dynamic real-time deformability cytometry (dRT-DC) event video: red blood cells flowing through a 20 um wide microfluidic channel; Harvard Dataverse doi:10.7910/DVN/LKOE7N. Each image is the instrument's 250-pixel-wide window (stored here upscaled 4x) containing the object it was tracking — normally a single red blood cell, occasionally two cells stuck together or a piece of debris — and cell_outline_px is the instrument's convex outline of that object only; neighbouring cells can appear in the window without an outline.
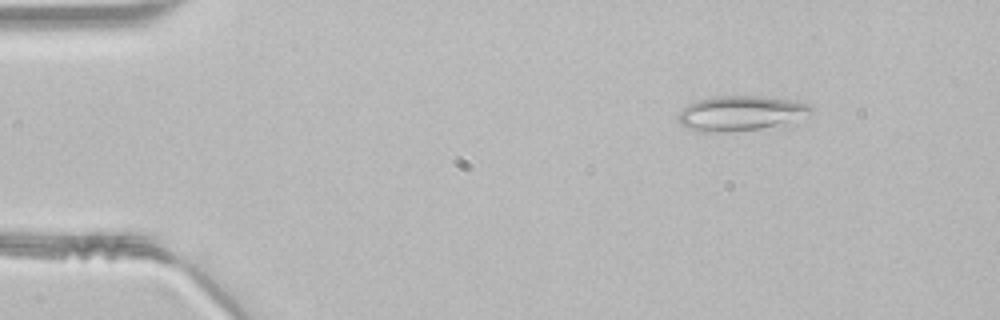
{"species": "common noctule bat (a hibernating species)", "species_latin": "Nyctalus noctula", "temperature_condition": "room temperature", "stored_images_in_passage": 44, "camera_frame_rate_fps": 3000, "um_per_image_px": 0.085, "animal": {"sex": "male", "body_mass_g": 21.5, "forearm_length_mm": 52.0}, "frame": {"image": 1, "passage_image": 3, "time_ms": 0.667, "image_size_px": [1000, 320], "cell_outline_px": [[816, 108], [812, 112], [760, 128], [716, 132], [708, 132], [692, 128], [680, 124], [676, 116], [688, 104], [700, 100], [720, 96], [760, 96], [796, 100], [808, 104]], "centroid_in_image_um": [62.91, 9.59], "position_along_channel_um": 22.1, "area_um2": 25.89}}
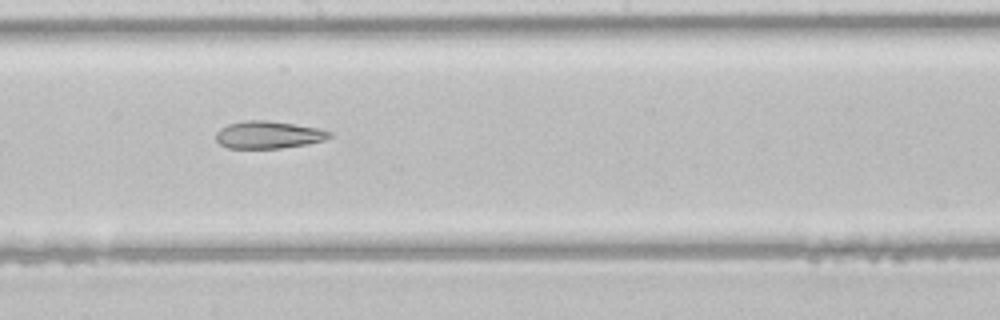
{"frame": {"image": 2, "passage_image": 23, "time_ms": 7.333, "image_size_px": [1000, 320], "cell_outline_px": [[332, 136], [324, 140], [308, 144], [280, 148], [228, 148], [220, 144], [216, 140], [216, 132], [220, 128], [228, 124], [244, 120], [268, 120], [320, 128], [332, 132]], "centroid_in_image_um": [22.82, 11.45], "position_along_channel_um": 225.4, "area_um2": 18.26}}
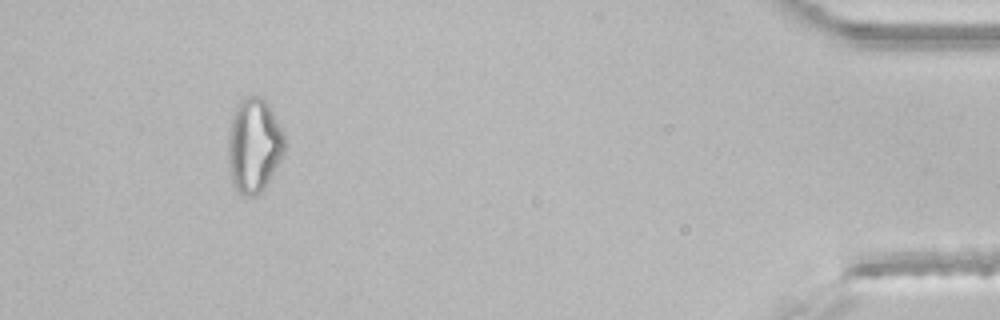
{"frame": {"image": 3, "passage_image": 41, "time_ms": 13.333, "image_size_px": [1000, 320], "cell_outline_px": [[284, 156], [264, 188], [256, 196], [244, 196], [232, 184], [228, 168], [228, 132], [232, 116], [236, 104], [244, 96], [256, 96], [264, 100], [272, 112], [284, 132]], "centroid_in_image_um": [21.57, 12.37], "position_along_channel_um": 413.6, "area_um2": 31.27}}